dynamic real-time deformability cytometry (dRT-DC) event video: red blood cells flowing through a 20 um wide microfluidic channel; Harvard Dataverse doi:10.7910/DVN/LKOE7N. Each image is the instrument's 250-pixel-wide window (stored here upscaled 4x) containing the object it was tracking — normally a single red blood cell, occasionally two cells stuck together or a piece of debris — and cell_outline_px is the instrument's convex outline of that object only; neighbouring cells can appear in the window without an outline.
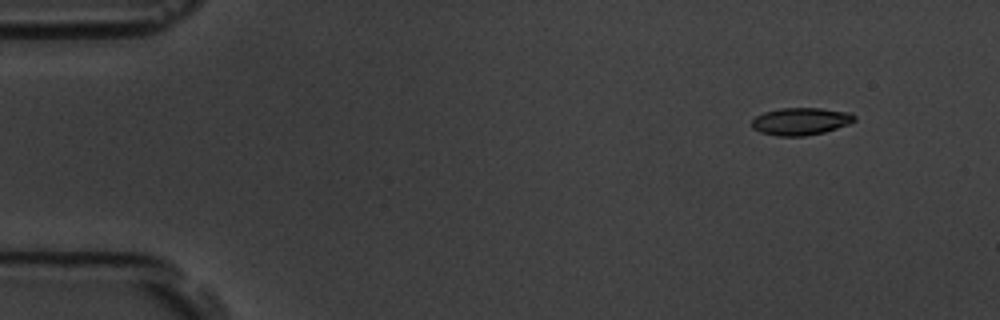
{"species": "common noctule bat (a hibernating species)", "species_latin": "Nyctalus noctula", "temperature_condition": "room temperature", "stored_images_in_passage": 6, "camera_frame_rate_fps": 3000, "um_per_image_px": 0.085, "animal": {"sex": "male", "body_mass_g": 19.5, "forearm_length_mm": 54.6}, "frame": {"image": 1, "passage_image": 2, "time_ms": 1.333, "image_size_px": [1000, 320], "cell_outline_px": [[856, 120], [848, 124], [824, 132], [804, 136], [776, 136], [760, 132], [752, 128], [752, 120], [756, 116], [764, 112], [780, 108], [820, 108], [852, 112], [856, 116]], "centroid_in_image_um": [68.07, 10.31], "position_along_channel_um": 16.9, "area_um2": 16.47}}
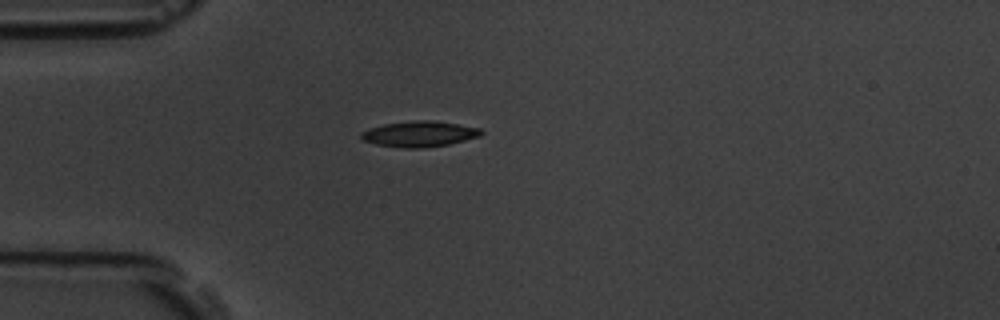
{"frame": {"image": 2, "passage_image": 5, "time_ms": 4.667, "image_size_px": [1000, 320], "cell_outline_px": [[484, 132], [480, 136], [448, 144], [424, 148], [404, 148], [376, 144], [364, 140], [360, 136], [360, 132], [384, 124], [412, 120], [436, 120], [480, 128]], "centroid_in_image_um": [35.67, 11.38], "position_along_channel_um": 49.3, "area_um2": 17.92}}